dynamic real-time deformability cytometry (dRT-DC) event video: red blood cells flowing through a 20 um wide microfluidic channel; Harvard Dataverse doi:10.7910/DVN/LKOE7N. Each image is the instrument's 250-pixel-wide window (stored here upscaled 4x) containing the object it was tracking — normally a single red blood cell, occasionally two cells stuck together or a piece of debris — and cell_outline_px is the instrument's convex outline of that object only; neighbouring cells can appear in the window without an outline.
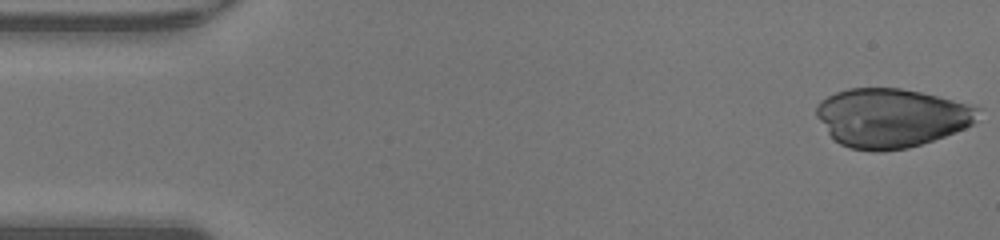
{"species": "human", "species_latin": "Homo sapiens", "temperature_condition": "warm", "stored_images_in_passage": 39, "camera_frame_rate_fps": 3000, "um_per_image_px": 0.085, "donor": {"sex": "male"}, "frame": {"image": 1, "passage_image": 1, "time_ms": 0.0, "image_size_px": [1000, 240], "cell_outline_px": [[980, 108], [972, 124], [964, 128], [944, 136], [908, 148], [880, 152], [872, 152], [852, 148], [840, 144], [828, 132], [816, 116], [816, 108], [828, 96], [836, 92], [848, 88], [900, 88], [920, 92], [952, 100]], "centroid_in_image_um": [75.73, 10.02], "position_along_channel_um": 9.3, "area_um2": 54.79}}
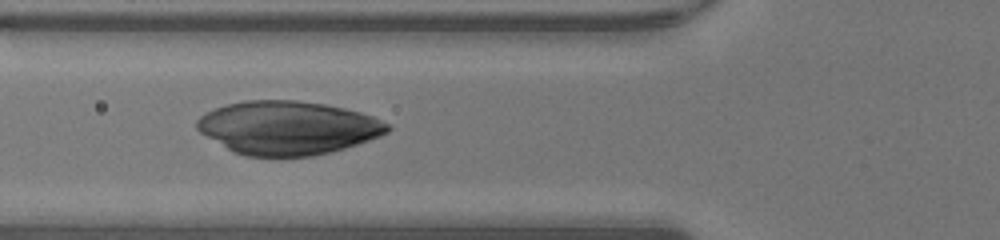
{"frame": {"image": 2, "passage_image": 17, "time_ms": 5.333, "image_size_px": [1000, 240], "cell_outline_px": [[392, 128], [388, 132], [380, 136], [332, 152], [312, 156], [248, 156], [236, 152], [228, 148], [200, 132], [196, 128], [196, 120], [200, 116], [216, 108], [228, 104], [244, 100], [296, 100], [324, 104], [344, 108], [360, 112], [372, 116], [388, 124]], "centroid_in_image_um": [24.48, 10.85], "position_along_channel_um": 101.3, "area_um2": 58.96}}
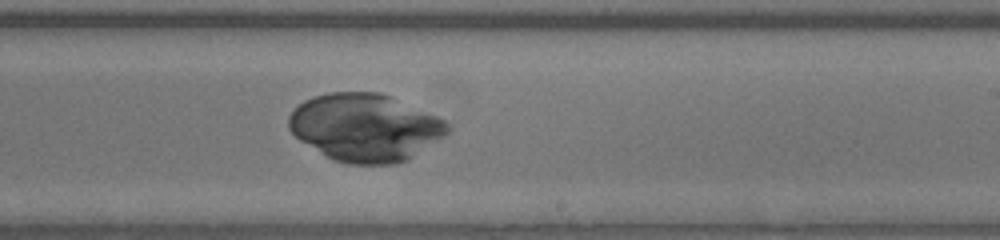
{"frame": {"image": 3, "passage_image": 28, "time_ms": 9.0, "image_size_px": [1000, 240], "cell_outline_px": [[448, 132], [444, 136], [408, 160], [396, 164], [348, 164], [332, 160], [300, 140], [288, 128], [288, 116], [304, 100], [312, 96], [328, 92], [380, 92], [436, 116], [444, 120], [448, 124]], "centroid_in_image_um": [31.01, 10.84], "position_along_channel_um": 258.0, "area_um2": 62.31}}